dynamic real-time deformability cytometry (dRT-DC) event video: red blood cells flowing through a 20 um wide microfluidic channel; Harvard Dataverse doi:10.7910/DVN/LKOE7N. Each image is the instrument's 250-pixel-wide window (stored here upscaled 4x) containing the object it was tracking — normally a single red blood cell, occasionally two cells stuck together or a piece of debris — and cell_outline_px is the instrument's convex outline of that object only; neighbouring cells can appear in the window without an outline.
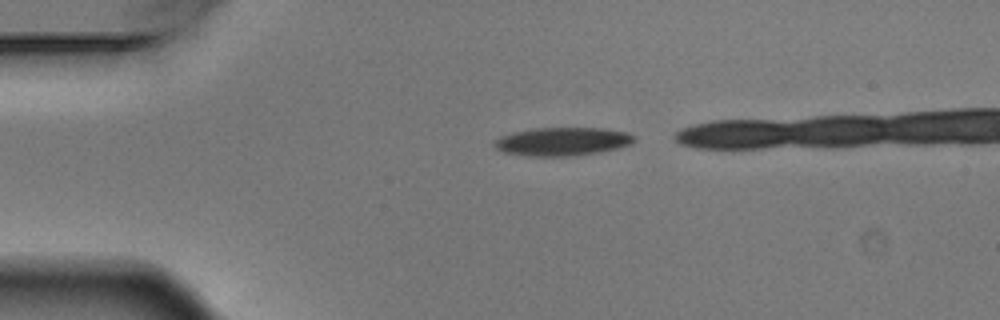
{"species": "Egyptian fruit bat (a non-hibernating species)", "species_latin": "Rousettus aegyptiacus", "temperature_condition": "warm", "stored_images_in_passage": 6, "camera_frame_rate_fps": 3000, "um_per_image_px": 0.085, "animal": {"sex": "male"}, "frame": {"image": 1, "passage_image": 1, "time_ms": 0.0, "image_size_px": [1000, 320], "cell_outline_px": [[636, 140], [632, 144], [620, 148], [600, 152], [576, 156], [528, 156], [500, 152], [492, 144], [500, 136], [512, 132], [536, 128], [604, 128], [628, 132], [636, 136]], "centroid_in_image_um": [47.84, 12.03], "position_along_channel_um": 37.2, "area_um2": 23.52}}
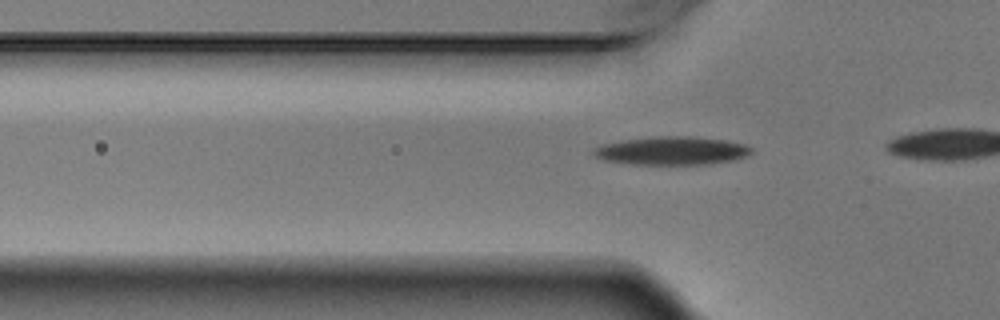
{"frame": {"image": 2, "passage_image": 3, "time_ms": 0.667, "image_size_px": [1000, 320], "cell_outline_px": [[752, 152], [744, 156], [732, 160], [708, 164], [632, 164], [604, 160], [592, 156], [592, 148], [604, 144], [624, 140], [652, 136], [692, 136], [724, 140], [744, 144], [752, 148]], "centroid_in_image_um": [57.05, 12.8], "position_along_channel_um": 68.7, "area_um2": 25.95}}